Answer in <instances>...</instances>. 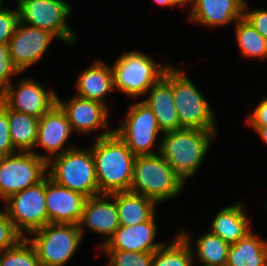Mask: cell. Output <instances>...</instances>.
I'll return each instance as SVG.
<instances>
[{"mask_svg":"<svg viewBox=\"0 0 267 266\" xmlns=\"http://www.w3.org/2000/svg\"><path fill=\"white\" fill-rule=\"evenodd\" d=\"M185 183L158 153L136 156L130 192L153 200L157 206L182 192Z\"/></svg>","mask_w":267,"mask_h":266,"instance_id":"obj_3","label":"cell"},{"mask_svg":"<svg viewBox=\"0 0 267 266\" xmlns=\"http://www.w3.org/2000/svg\"><path fill=\"white\" fill-rule=\"evenodd\" d=\"M87 197L45 177V205L48 223L77 224Z\"/></svg>","mask_w":267,"mask_h":266,"instance_id":"obj_16","label":"cell"},{"mask_svg":"<svg viewBox=\"0 0 267 266\" xmlns=\"http://www.w3.org/2000/svg\"><path fill=\"white\" fill-rule=\"evenodd\" d=\"M173 2V5L176 6V5H179V7H184L186 6V4L188 3H191V7H190V10L191 8L193 7V4H194V0H171Z\"/></svg>","mask_w":267,"mask_h":266,"instance_id":"obj_38","label":"cell"},{"mask_svg":"<svg viewBox=\"0 0 267 266\" xmlns=\"http://www.w3.org/2000/svg\"><path fill=\"white\" fill-rule=\"evenodd\" d=\"M16 85L10 83L0 92V100L10 109L40 118L57 104L56 92L34 79H21Z\"/></svg>","mask_w":267,"mask_h":266,"instance_id":"obj_12","label":"cell"},{"mask_svg":"<svg viewBox=\"0 0 267 266\" xmlns=\"http://www.w3.org/2000/svg\"><path fill=\"white\" fill-rule=\"evenodd\" d=\"M3 1L4 0H0V9L4 7V6H2L3 5Z\"/></svg>","mask_w":267,"mask_h":266,"instance_id":"obj_40","label":"cell"},{"mask_svg":"<svg viewBox=\"0 0 267 266\" xmlns=\"http://www.w3.org/2000/svg\"><path fill=\"white\" fill-rule=\"evenodd\" d=\"M156 213L146 222L133 226H119L99 249L103 251L155 252L164 242H155L158 226Z\"/></svg>","mask_w":267,"mask_h":266,"instance_id":"obj_17","label":"cell"},{"mask_svg":"<svg viewBox=\"0 0 267 266\" xmlns=\"http://www.w3.org/2000/svg\"><path fill=\"white\" fill-rule=\"evenodd\" d=\"M267 262V241L252 231L230 245L226 266H263Z\"/></svg>","mask_w":267,"mask_h":266,"instance_id":"obj_25","label":"cell"},{"mask_svg":"<svg viewBox=\"0 0 267 266\" xmlns=\"http://www.w3.org/2000/svg\"><path fill=\"white\" fill-rule=\"evenodd\" d=\"M57 104L67 116L73 131L79 133H91L104 129L96 138L105 137L114 132L110 130L108 117V106L94 100H88L77 96L71 97L68 101H61L57 96ZM108 130V131H107Z\"/></svg>","mask_w":267,"mask_h":266,"instance_id":"obj_14","label":"cell"},{"mask_svg":"<svg viewBox=\"0 0 267 266\" xmlns=\"http://www.w3.org/2000/svg\"><path fill=\"white\" fill-rule=\"evenodd\" d=\"M100 194L129 191L133 179L135 155L115 133L95 138L90 148Z\"/></svg>","mask_w":267,"mask_h":266,"instance_id":"obj_1","label":"cell"},{"mask_svg":"<svg viewBox=\"0 0 267 266\" xmlns=\"http://www.w3.org/2000/svg\"><path fill=\"white\" fill-rule=\"evenodd\" d=\"M75 86V96L106 105V95L114 90L112 67L102 60L95 61L79 73Z\"/></svg>","mask_w":267,"mask_h":266,"instance_id":"obj_21","label":"cell"},{"mask_svg":"<svg viewBox=\"0 0 267 266\" xmlns=\"http://www.w3.org/2000/svg\"><path fill=\"white\" fill-rule=\"evenodd\" d=\"M0 107L7 114L14 149L21 152H34L39 118L10 109L1 100Z\"/></svg>","mask_w":267,"mask_h":266,"instance_id":"obj_24","label":"cell"},{"mask_svg":"<svg viewBox=\"0 0 267 266\" xmlns=\"http://www.w3.org/2000/svg\"><path fill=\"white\" fill-rule=\"evenodd\" d=\"M47 176L87 198L100 195L91 149L74 147L47 162Z\"/></svg>","mask_w":267,"mask_h":266,"instance_id":"obj_4","label":"cell"},{"mask_svg":"<svg viewBox=\"0 0 267 266\" xmlns=\"http://www.w3.org/2000/svg\"><path fill=\"white\" fill-rule=\"evenodd\" d=\"M216 131L182 128L162 134L157 152L186 183L199 170Z\"/></svg>","mask_w":267,"mask_h":266,"instance_id":"obj_2","label":"cell"},{"mask_svg":"<svg viewBox=\"0 0 267 266\" xmlns=\"http://www.w3.org/2000/svg\"><path fill=\"white\" fill-rule=\"evenodd\" d=\"M109 257L108 266H151L154 252L103 251Z\"/></svg>","mask_w":267,"mask_h":266,"instance_id":"obj_30","label":"cell"},{"mask_svg":"<svg viewBox=\"0 0 267 266\" xmlns=\"http://www.w3.org/2000/svg\"><path fill=\"white\" fill-rule=\"evenodd\" d=\"M245 2L244 17L267 41V9H251Z\"/></svg>","mask_w":267,"mask_h":266,"instance_id":"obj_34","label":"cell"},{"mask_svg":"<svg viewBox=\"0 0 267 266\" xmlns=\"http://www.w3.org/2000/svg\"><path fill=\"white\" fill-rule=\"evenodd\" d=\"M19 73V70L12 63L8 45L0 44V92L12 83L10 77Z\"/></svg>","mask_w":267,"mask_h":266,"instance_id":"obj_33","label":"cell"},{"mask_svg":"<svg viewBox=\"0 0 267 266\" xmlns=\"http://www.w3.org/2000/svg\"><path fill=\"white\" fill-rule=\"evenodd\" d=\"M196 256L204 266H226L230 244L209 230L196 239Z\"/></svg>","mask_w":267,"mask_h":266,"instance_id":"obj_27","label":"cell"},{"mask_svg":"<svg viewBox=\"0 0 267 266\" xmlns=\"http://www.w3.org/2000/svg\"><path fill=\"white\" fill-rule=\"evenodd\" d=\"M20 22L47 30L67 44L76 37L66 23L72 7L65 0H16Z\"/></svg>","mask_w":267,"mask_h":266,"instance_id":"obj_9","label":"cell"},{"mask_svg":"<svg viewBox=\"0 0 267 266\" xmlns=\"http://www.w3.org/2000/svg\"><path fill=\"white\" fill-rule=\"evenodd\" d=\"M246 120L250 126H267V97L262 98Z\"/></svg>","mask_w":267,"mask_h":266,"instance_id":"obj_36","label":"cell"},{"mask_svg":"<svg viewBox=\"0 0 267 266\" xmlns=\"http://www.w3.org/2000/svg\"><path fill=\"white\" fill-rule=\"evenodd\" d=\"M246 0H194L188 20L208 27L225 26L244 17Z\"/></svg>","mask_w":267,"mask_h":266,"instance_id":"obj_20","label":"cell"},{"mask_svg":"<svg viewBox=\"0 0 267 266\" xmlns=\"http://www.w3.org/2000/svg\"><path fill=\"white\" fill-rule=\"evenodd\" d=\"M0 266H41L34 247L22 238L13 247L0 252Z\"/></svg>","mask_w":267,"mask_h":266,"instance_id":"obj_29","label":"cell"},{"mask_svg":"<svg viewBox=\"0 0 267 266\" xmlns=\"http://www.w3.org/2000/svg\"><path fill=\"white\" fill-rule=\"evenodd\" d=\"M156 4L160 6H174L171 0H153Z\"/></svg>","mask_w":267,"mask_h":266,"instance_id":"obj_39","label":"cell"},{"mask_svg":"<svg viewBox=\"0 0 267 266\" xmlns=\"http://www.w3.org/2000/svg\"><path fill=\"white\" fill-rule=\"evenodd\" d=\"M235 36L240 53L244 57L267 58V41L245 17L235 22Z\"/></svg>","mask_w":267,"mask_h":266,"instance_id":"obj_28","label":"cell"},{"mask_svg":"<svg viewBox=\"0 0 267 266\" xmlns=\"http://www.w3.org/2000/svg\"><path fill=\"white\" fill-rule=\"evenodd\" d=\"M209 231L230 245L244 238L251 232V228L243 204L222 208L213 218Z\"/></svg>","mask_w":267,"mask_h":266,"instance_id":"obj_22","label":"cell"},{"mask_svg":"<svg viewBox=\"0 0 267 266\" xmlns=\"http://www.w3.org/2000/svg\"><path fill=\"white\" fill-rule=\"evenodd\" d=\"M113 130L135 156L157 154L152 147L158 133L163 134L151 108L143 100L132 104L122 124Z\"/></svg>","mask_w":267,"mask_h":266,"instance_id":"obj_10","label":"cell"},{"mask_svg":"<svg viewBox=\"0 0 267 266\" xmlns=\"http://www.w3.org/2000/svg\"><path fill=\"white\" fill-rule=\"evenodd\" d=\"M257 134L260 135V138L263 139L265 143H267V126H251Z\"/></svg>","mask_w":267,"mask_h":266,"instance_id":"obj_37","label":"cell"},{"mask_svg":"<svg viewBox=\"0 0 267 266\" xmlns=\"http://www.w3.org/2000/svg\"><path fill=\"white\" fill-rule=\"evenodd\" d=\"M0 211V252L13 247L23 237L16 231L6 209Z\"/></svg>","mask_w":267,"mask_h":266,"instance_id":"obj_32","label":"cell"},{"mask_svg":"<svg viewBox=\"0 0 267 266\" xmlns=\"http://www.w3.org/2000/svg\"><path fill=\"white\" fill-rule=\"evenodd\" d=\"M4 202L9 219L23 238L27 237L26 233L29 235L48 224L45 178L38 184L13 194Z\"/></svg>","mask_w":267,"mask_h":266,"instance_id":"obj_11","label":"cell"},{"mask_svg":"<svg viewBox=\"0 0 267 266\" xmlns=\"http://www.w3.org/2000/svg\"><path fill=\"white\" fill-rule=\"evenodd\" d=\"M190 235L185 229L181 230L173 241L153 253L151 266H193L195 252Z\"/></svg>","mask_w":267,"mask_h":266,"instance_id":"obj_26","label":"cell"},{"mask_svg":"<svg viewBox=\"0 0 267 266\" xmlns=\"http://www.w3.org/2000/svg\"><path fill=\"white\" fill-rule=\"evenodd\" d=\"M55 38L57 37L47 30L19 21L13 36L8 42L12 63L20 73L24 72L39 62Z\"/></svg>","mask_w":267,"mask_h":266,"instance_id":"obj_13","label":"cell"},{"mask_svg":"<svg viewBox=\"0 0 267 266\" xmlns=\"http://www.w3.org/2000/svg\"><path fill=\"white\" fill-rule=\"evenodd\" d=\"M19 11L11 8L0 9V44L8 45L19 23Z\"/></svg>","mask_w":267,"mask_h":266,"instance_id":"obj_31","label":"cell"},{"mask_svg":"<svg viewBox=\"0 0 267 266\" xmlns=\"http://www.w3.org/2000/svg\"><path fill=\"white\" fill-rule=\"evenodd\" d=\"M172 94L182 128L216 131L211 105L184 70L173 66Z\"/></svg>","mask_w":267,"mask_h":266,"instance_id":"obj_7","label":"cell"},{"mask_svg":"<svg viewBox=\"0 0 267 266\" xmlns=\"http://www.w3.org/2000/svg\"><path fill=\"white\" fill-rule=\"evenodd\" d=\"M47 176V161L35 152L17 151L0 157V198L7 200Z\"/></svg>","mask_w":267,"mask_h":266,"instance_id":"obj_8","label":"cell"},{"mask_svg":"<svg viewBox=\"0 0 267 266\" xmlns=\"http://www.w3.org/2000/svg\"><path fill=\"white\" fill-rule=\"evenodd\" d=\"M17 152L14 149L6 112L0 107V157Z\"/></svg>","mask_w":267,"mask_h":266,"instance_id":"obj_35","label":"cell"},{"mask_svg":"<svg viewBox=\"0 0 267 266\" xmlns=\"http://www.w3.org/2000/svg\"><path fill=\"white\" fill-rule=\"evenodd\" d=\"M119 226L118 209L114 198L110 194H100L86 199L83 213L78 223L83 236L86 227L94 233L105 236V240L100 245L101 247Z\"/></svg>","mask_w":267,"mask_h":266,"instance_id":"obj_18","label":"cell"},{"mask_svg":"<svg viewBox=\"0 0 267 266\" xmlns=\"http://www.w3.org/2000/svg\"><path fill=\"white\" fill-rule=\"evenodd\" d=\"M143 101L151 108L163 133L182 129L172 94V66L147 91Z\"/></svg>","mask_w":267,"mask_h":266,"instance_id":"obj_19","label":"cell"},{"mask_svg":"<svg viewBox=\"0 0 267 266\" xmlns=\"http://www.w3.org/2000/svg\"><path fill=\"white\" fill-rule=\"evenodd\" d=\"M34 235L35 237L29 238ZM41 266H65L78 250L82 233L77 224L48 223L29 234Z\"/></svg>","mask_w":267,"mask_h":266,"instance_id":"obj_6","label":"cell"},{"mask_svg":"<svg viewBox=\"0 0 267 266\" xmlns=\"http://www.w3.org/2000/svg\"><path fill=\"white\" fill-rule=\"evenodd\" d=\"M118 209L121 226L139 225L148 221L156 213V203L141 194L130 191L110 194Z\"/></svg>","mask_w":267,"mask_h":266,"instance_id":"obj_23","label":"cell"},{"mask_svg":"<svg viewBox=\"0 0 267 266\" xmlns=\"http://www.w3.org/2000/svg\"><path fill=\"white\" fill-rule=\"evenodd\" d=\"M158 63L135 50L124 52L112 66L114 88L128 97L146 95L170 67Z\"/></svg>","mask_w":267,"mask_h":266,"instance_id":"obj_5","label":"cell"},{"mask_svg":"<svg viewBox=\"0 0 267 266\" xmlns=\"http://www.w3.org/2000/svg\"><path fill=\"white\" fill-rule=\"evenodd\" d=\"M73 132L66 114L58 104L39 118L35 147L41 146L48 155L37 154L47 162L57 155L69 151L75 146H65ZM64 146V147H63Z\"/></svg>","mask_w":267,"mask_h":266,"instance_id":"obj_15","label":"cell"}]
</instances>
